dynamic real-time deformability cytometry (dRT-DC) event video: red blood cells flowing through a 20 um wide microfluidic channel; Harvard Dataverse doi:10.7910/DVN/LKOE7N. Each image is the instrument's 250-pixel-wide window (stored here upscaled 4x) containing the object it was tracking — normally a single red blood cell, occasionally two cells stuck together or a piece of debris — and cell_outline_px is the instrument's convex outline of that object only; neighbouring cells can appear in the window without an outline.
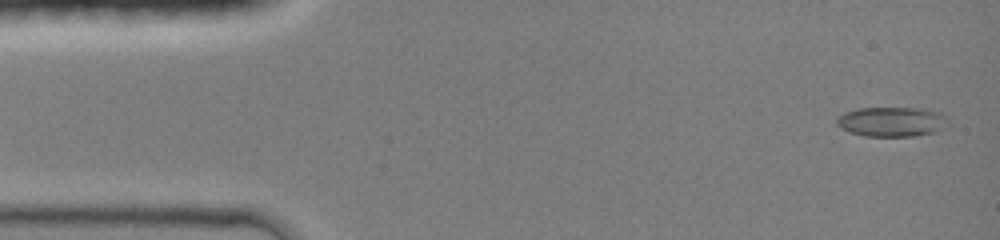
{"species": "common noctule bat (a hibernating species)", "species_latin": "Nyctalus noctula", "temperature_condition": "room temperature", "stored_images_in_passage": 10, "camera_frame_rate_fps": 3000, "um_per_image_px": 0.085, "animal": {"sex": "female", "body_mass_g": 19.0, "forearm_length_mm": 51.5}, "frame": {"image": 1, "passage_image": 1, "time_ms": 0.0, "image_size_px": [1000, 240], "cell_outline_px": [[952, 124], [948, 128], [936, 132], [912, 136], [864, 136], [840, 128], [836, 124], [836, 116], [844, 112], [860, 108], [928, 108], [940, 112], [948, 116]], "centroid_in_image_um": [75.9, 10.34], "position_along_channel_um": 9.1, "area_um2": 19.88}}
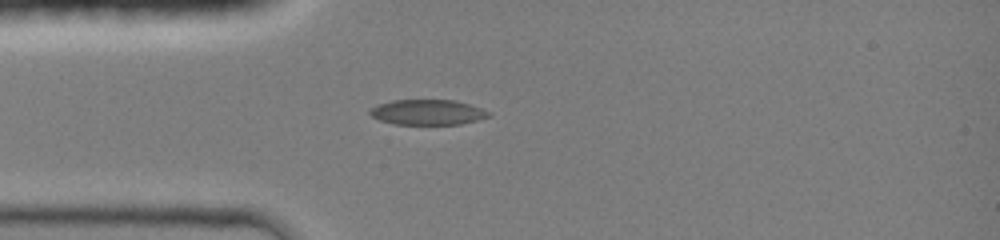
{"frame": {"image": 2, "passage_image": 9, "time_ms": 3.333, "image_size_px": [1000, 240], "cell_outline_px": [[492, 112], [488, 116], [476, 120], [460, 124], [396, 124], [380, 120], [372, 116], [368, 112], [376, 104], [392, 100], [456, 100]], "centroid_in_image_um": [36.32, 9.53], "position_along_channel_um": 48.7, "area_um2": 17.34}}